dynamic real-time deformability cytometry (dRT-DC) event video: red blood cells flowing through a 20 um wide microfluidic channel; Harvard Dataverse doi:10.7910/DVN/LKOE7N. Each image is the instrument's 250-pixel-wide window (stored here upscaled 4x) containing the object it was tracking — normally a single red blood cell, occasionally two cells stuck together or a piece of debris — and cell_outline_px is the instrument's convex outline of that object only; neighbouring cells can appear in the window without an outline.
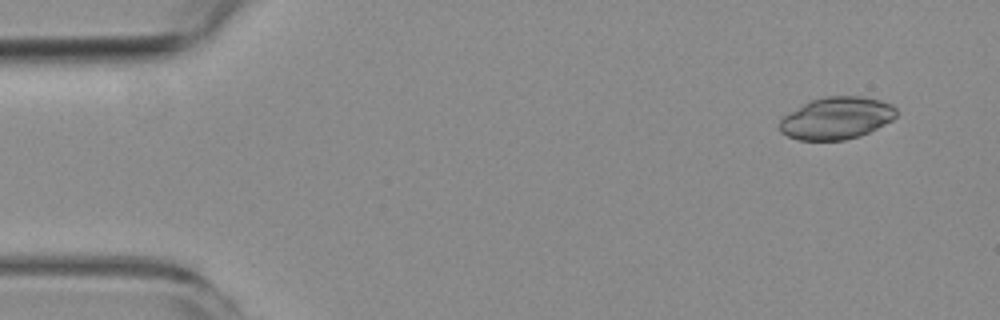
{"species": "common noctule bat (a hibernating species)", "species_latin": "Nyctalus noctula", "temperature_condition": "room temperature", "stored_images_in_passage": 7, "camera_frame_rate_fps": 3000, "um_per_image_px": 0.085, "animal": {"sex": "female", "body_mass_g": 19.3, "forearm_length_mm": 54.1}, "frame": {"image": 1, "passage_image": 1, "time_ms": 0.0, "image_size_px": [1000, 320], "cell_outline_px": [[896, 116], [892, 120], [860, 136], [844, 140], [800, 140], [788, 136], [780, 132], [780, 120], [788, 112], [812, 100], [828, 96], [860, 96], [880, 100], [892, 104], [896, 108]], "centroid_in_image_um": [71.1, 10.04], "position_along_channel_um": 13.9, "area_um2": 28.5}}
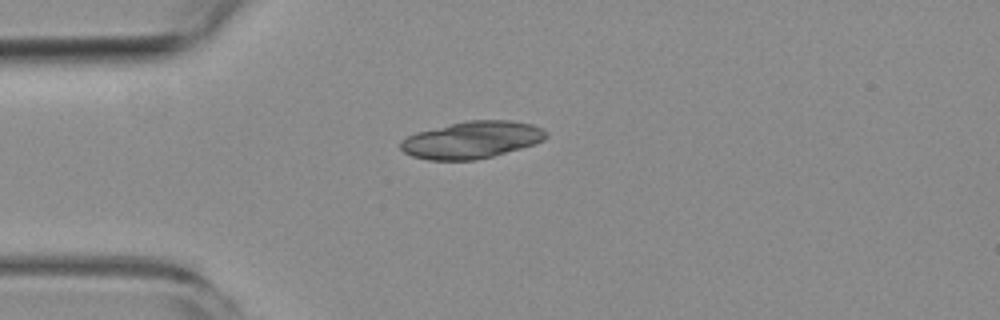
{"frame": {"image": 2, "passage_image": 4, "time_ms": 3.333, "image_size_px": [1000, 320], "cell_outline_px": [[548, 136], [544, 140], [536, 144], [492, 156], [476, 160], [428, 160], [412, 156], [404, 152], [400, 148], [400, 144], [408, 136], [416, 132], [468, 120], [512, 120], [532, 124], [544, 128], [548, 132]], "centroid_in_image_um": [40.16, 11.89], "position_along_channel_um": 44.8, "area_um2": 31.5}}